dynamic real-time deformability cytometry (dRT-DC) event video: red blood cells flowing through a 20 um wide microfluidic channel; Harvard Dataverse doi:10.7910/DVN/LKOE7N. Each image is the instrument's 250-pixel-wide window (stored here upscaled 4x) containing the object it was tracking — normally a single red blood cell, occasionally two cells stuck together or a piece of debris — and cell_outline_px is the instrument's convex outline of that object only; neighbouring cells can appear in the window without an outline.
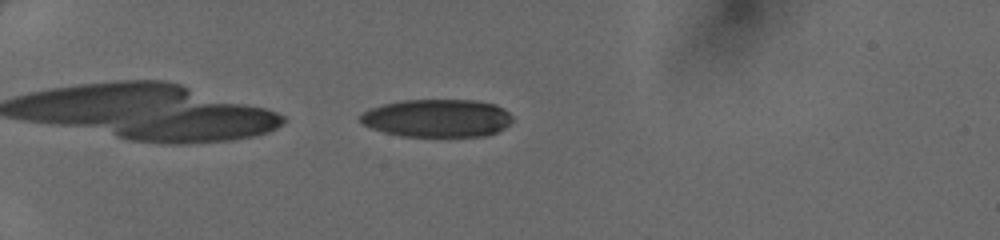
{"species": "human", "species_latin": "Homo sapiens", "temperature_condition": "cold", "stored_images_in_passage": 33, "camera_frame_rate_fps": 3000, "um_per_image_px": 0.085, "donor": {"sex": "female"}, "frame": {"image": 1, "passage_image": 2, "time_ms": 0.333, "image_size_px": [1000, 240], "cell_outline_px": [[512, 120], [504, 128], [488, 136], [400, 136], [384, 132], [372, 128], [364, 124], [360, 120], [360, 116], [364, 112], [372, 108], [384, 104], [404, 100], [476, 100], [496, 104], [504, 108], [512, 116]], "centroid_in_image_um": [37.2, 10.04], "position_along_channel_um": 47.8, "area_um2": 33.52}}
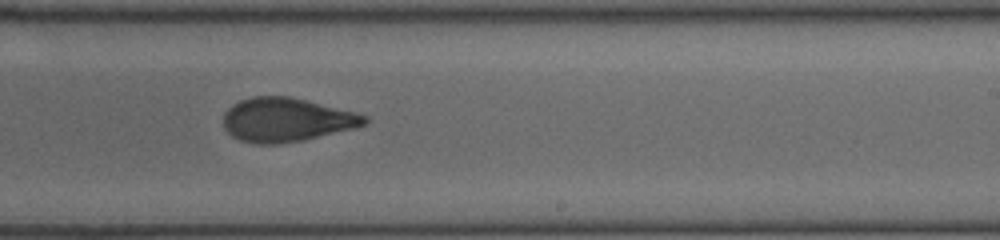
{"frame": {"image": 2, "passage_image": 17, "time_ms": 5.333, "image_size_px": [1000, 240], "cell_outline_px": [[368, 124], [304, 140], [280, 144], [256, 144], [240, 140], [232, 136], [224, 128], [224, 112], [232, 104], [240, 100], [252, 96], [288, 96], [368, 116]], "centroid_in_image_um": [24.29, 10.19], "position_along_channel_um": 264.7, "area_um2": 35.78}}
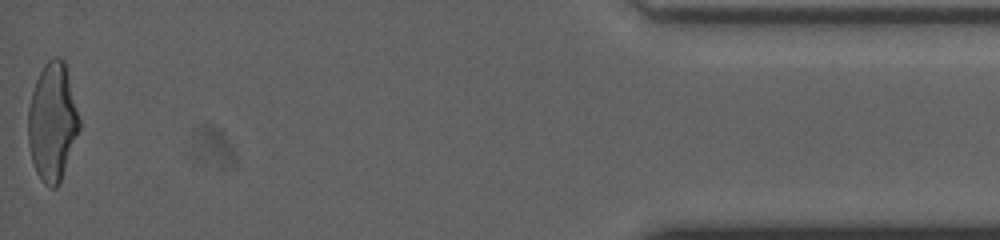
{"frame": {"image": 3, "passage_image": 33, "time_ms": 10.667, "image_size_px": [1000, 240], "cell_outline_px": [[80, 128], [60, 180], [56, 188], [52, 188], [44, 184], [36, 172], [32, 160], [28, 144], [28, 108], [32, 92], [36, 80], [44, 64], [48, 60], [56, 56], [60, 56], [64, 60], [80, 120]], "centroid_in_image_um": [4.44, 10.35], "position_along_channel_um": 430.8, "area_um2": 34.85}}